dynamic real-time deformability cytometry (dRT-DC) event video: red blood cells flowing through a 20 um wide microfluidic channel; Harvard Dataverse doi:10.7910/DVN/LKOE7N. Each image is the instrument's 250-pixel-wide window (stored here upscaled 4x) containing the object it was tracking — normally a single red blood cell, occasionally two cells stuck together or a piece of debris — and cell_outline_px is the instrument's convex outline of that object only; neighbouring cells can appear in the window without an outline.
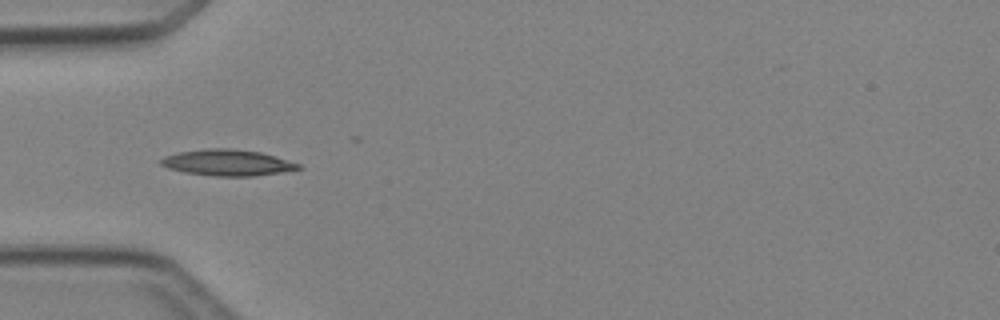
{"species": "Egyptian fruit bat (a non-hibernating species)", "species_latin": "Rousettus aegyptiacus", "temperature_condition": "cold", "stored_images_in_passage": 5, "camera_frame_rate_fps": 3000, "um_per_image_px": 0.085, "animal": {"sex": "female"}, "frame": {"image": 1, "passage_image": 5, "time_ms": 4.667, "image_size_px": [1000, 320], "cell_outline_px": [[304, 168], [252, 176], [216, 176], [184, 172], [168, 168], [160, 164], [160, 160], [164, 156], [176, 152], [204, 148], [232, 148], [260, 152], [300, 164]], "centroid_in_image_um": [19.28, 13.81], "position_along_channel_um": 65.7, "area_um2": 20.87}}